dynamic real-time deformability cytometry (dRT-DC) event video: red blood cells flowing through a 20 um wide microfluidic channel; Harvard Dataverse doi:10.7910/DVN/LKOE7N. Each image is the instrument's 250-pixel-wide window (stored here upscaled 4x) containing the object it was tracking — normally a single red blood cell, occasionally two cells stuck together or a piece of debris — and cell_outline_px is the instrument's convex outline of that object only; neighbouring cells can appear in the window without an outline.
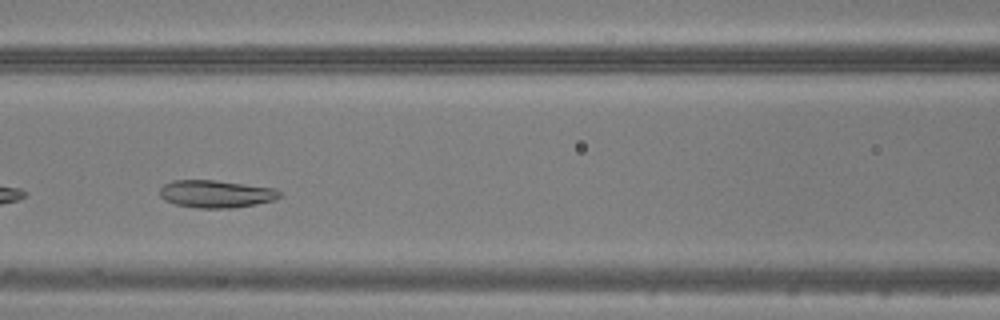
{"species": "common noctule bat (a hibernating species)", "species_latin": "Nyctalus noctula", "temperature_condition": "warm", "stored_images_in_passage": 32, "camera_frame_rate_fps": 3000, "um_per_image_px": 0.085, "animal": {"sex": "male", "body_mass_g": 20.5, "forearm_length_mm": 52.5}, "frame": {"image": 1, "passage_image": 14, "time_ms": 4.333, "image_size_px": [1000, 320], "cell_outline_px": [[280, 196], [272, 200], [256, 204], [232, 208], [200, 208], [176, 204], [164, 200], [160, 196], [160, 188], [164, 184], [172, 180], [216, 180], [276, 188], [280, 192]], "centroid_in_image_um": [18.34, 16.47], "position_along_channel_um": 148.3, "area_um2": 19.19}}
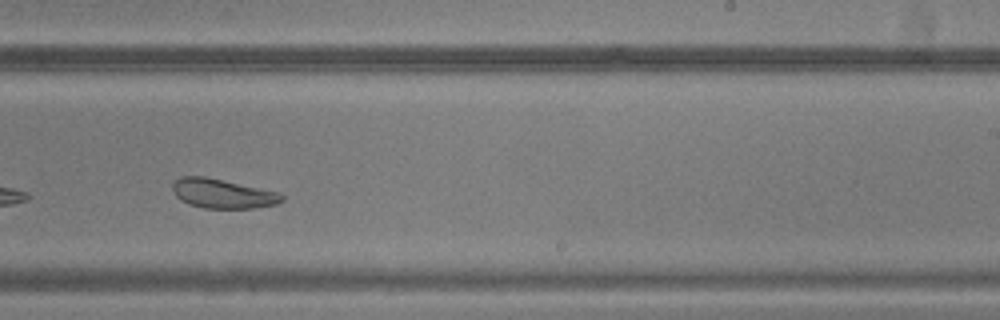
{"frame": {"image": 2, "passage_image": 23, "time_ms": 7.333, "image_size_px": [1000, 320], "cell_outline_px": [[284, 200], [276, 204], [252, 208], [204, 208], [188, 204], [180, 200], [172, 192], [172, 184], [180, 176], [204, 176], [280, 192], [284, 196]], "centroid_in_image_um": [18.9, 16.45], "position_along_channel_um": 270.1, "area_um2": 18.79}}
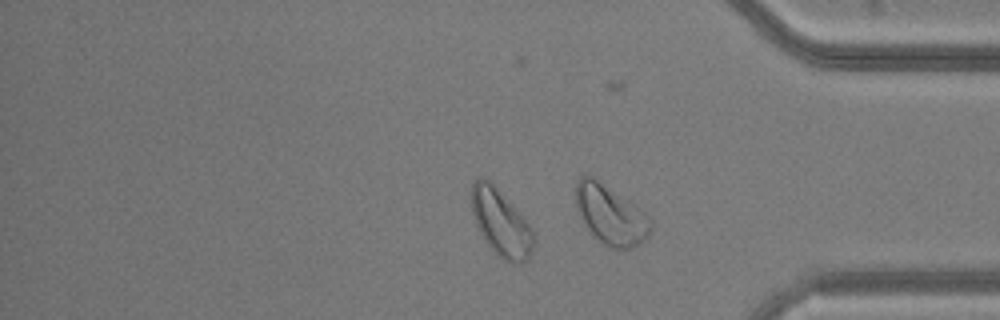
{"frame": {"image": 3, "passage_image": 32, "time_ms": 10.333, "image_size_px": [1000, 320], "cell_outline_px": [[652, 228], [648, 236], [640, 244], [632, 248], [612, 248], [604, 244], [588, 228], [580, 216], [576, 208], [576, 180], [580, 176], [592, 176], [636, 204], [652, 220]], "centroid_in_image_um": [51.93, 18.24], "position_along_channel_um": 383.3, "area_um2": 25.78}}